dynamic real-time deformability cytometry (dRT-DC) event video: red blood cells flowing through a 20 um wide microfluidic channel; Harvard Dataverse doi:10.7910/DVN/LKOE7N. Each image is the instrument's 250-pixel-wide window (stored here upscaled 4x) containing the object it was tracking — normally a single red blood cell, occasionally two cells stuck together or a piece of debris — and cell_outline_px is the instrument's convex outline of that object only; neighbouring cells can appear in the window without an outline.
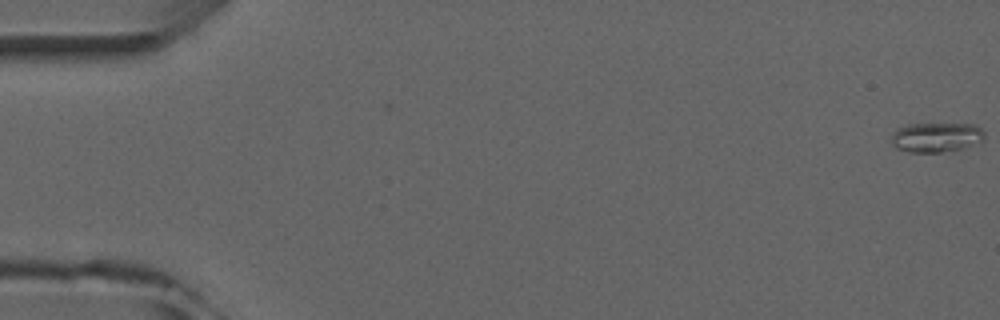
{"species": "common noctule bat (a hibernating species)", "species_latin": "Nyctalus noctula", "temperature_condition": "room temperature", "stored_images_in_passage": 2, "camera_frame_rate_fps": 3000, "um_per_image_px": 0.085, "animal": {"sex": "male", "forearm_length_mm": 52.5}, "frame": {"image": 1, "passage_image": 2, "time_ms": 1.0, "image_size_px": [1000, 320], "cell_outline_px": [[984, 140], [960, 148], [940, 152], [908, 152], [896, 148], [892, 144], [892, 132], [896, 128], [908, 124], [976, 124], [984, 132]], "centroid_in_image_um": [79.54, 11.65], "position_along_channel_um": 5.5, "area_um2": 16.01}}